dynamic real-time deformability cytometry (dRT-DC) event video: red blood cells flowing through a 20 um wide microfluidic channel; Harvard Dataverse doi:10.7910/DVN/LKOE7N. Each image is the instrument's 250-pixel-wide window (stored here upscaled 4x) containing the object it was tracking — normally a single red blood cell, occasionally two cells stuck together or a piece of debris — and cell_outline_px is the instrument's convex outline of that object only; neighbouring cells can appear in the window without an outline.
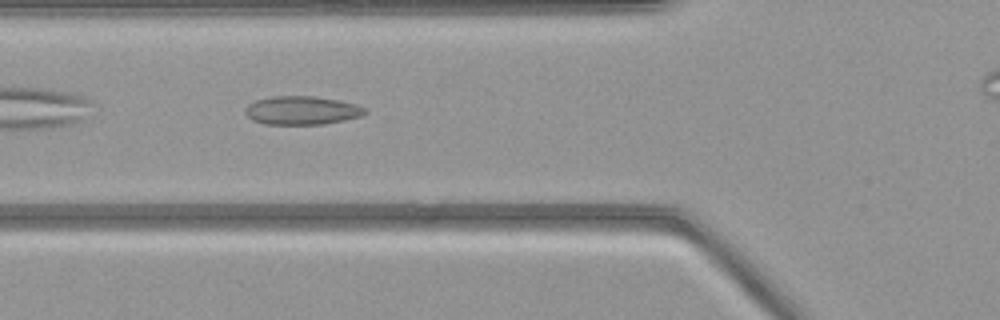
{"species": "common noctule bat (a hibernating species)", "species_latin": "Nyctalus noctula", "temperature_condition": "warm", "stored_images_in_passage": 33, "camera_frame_rate_fps": 3000, "um_per_image_px": 0.085, "animal": {"sex": "female", "body_mass_g": 21.9}, "frame": {"image": 1, "passage_image": 6, "time_ms": 1.667, "image_size_px": [1000, 320], "cell_outline_px": [[368, 112], [360, 116], [344, 120], [324, 124], [264, 124], [252, 120], [244, 112], [244, 108], [248, 104], [256, 100], [272, 96], [316, 96], [356, 104], [368, 108]], "centroid_in_image_um": [25.65, 9.38], "position_along_channel_um": 100.1, "area_um2": 20.0}}
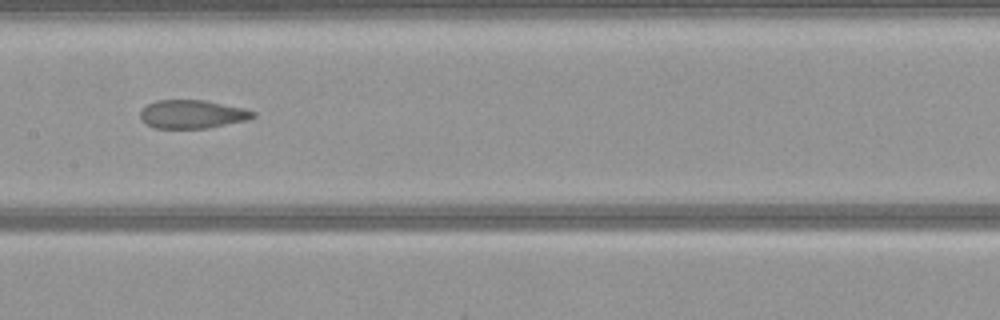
{"frame": {"image": 2, "passage_image": 13, "time_ms": 4.0, "image_size_px": [1000, 320], "cell_outline_px": [[256, 116], [248, 120], [208, 128], [156, 128], [144, 124], [140, 120], [140, 112], [148, 104], [156, 100], [208, 100], [244, 108], [256, 112]], "centroid_in_image_um": [16.36, 9.7], "position_along_channel_um": 191.0, "area_um2": 18.9}}
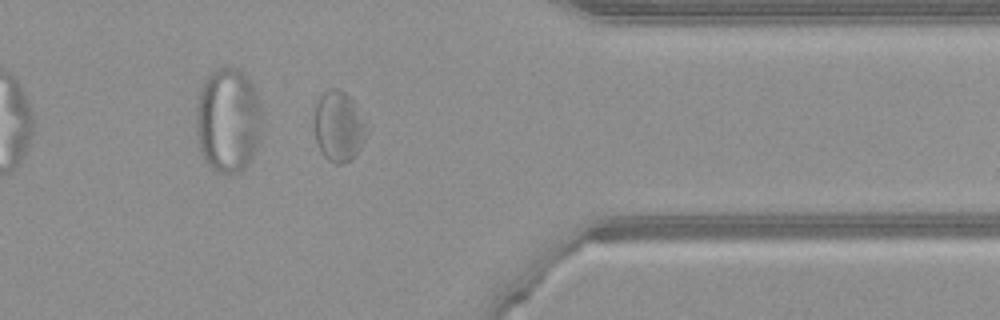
{"frame": {"image": 3, "passage_image": 29, "time_ms": 9.333, "image_size_px": [1000, 320], "cell_outline_px": [[368, 132], [356, 156], [352, 160], [344, 164], [336, 164], [328, 160], [320, 152], [316, 140], [316, 100], [328, 88], [336, 88], [344, 92], [352, 100], [368, 128]], "centroid_in_image_um": [28.8, 10.78], "position_along_channel_um": 382.6, "area_um2": 21.33}}